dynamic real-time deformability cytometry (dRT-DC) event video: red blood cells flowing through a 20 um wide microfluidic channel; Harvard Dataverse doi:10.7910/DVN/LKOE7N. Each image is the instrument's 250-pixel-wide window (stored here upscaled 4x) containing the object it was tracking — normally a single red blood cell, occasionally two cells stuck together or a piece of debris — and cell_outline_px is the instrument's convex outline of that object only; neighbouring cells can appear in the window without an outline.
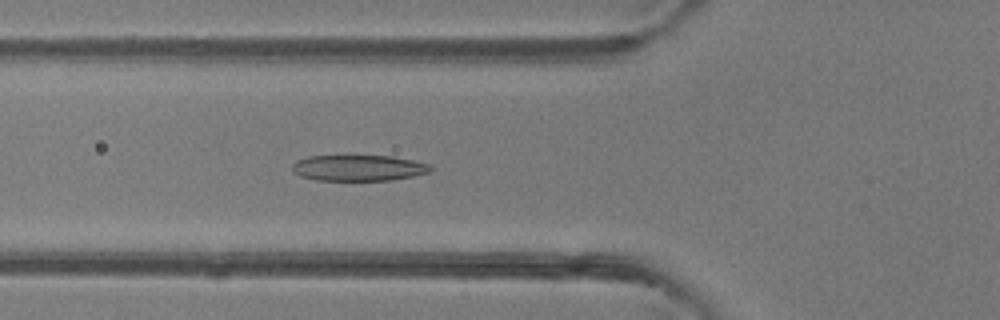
{"species": "common noctule bat (a hibernating species)", "species_latin": "Nyctalus noctula", "temperature_condition": "room temperature", "stored_images_in_passage": 46, "camera_frame_rate_fps": 3000, "um_per_image_px": 0.085, "animal": {"sex": "female"}, "frame": {"image": 1, "passage_image": 16, "time_ms": 5.0, "image_size_px": [1000, 320], "cell_outline_px": [[432, 168], [428, 172], [412, 176], [392, 180], [316, 180], [300, 176], [292, 172], [292, 164], [296, 160], [308, 156], [392, 156], [412, 160], [428, 164]], "centroid_in_image_um": [30.41, 14.27], "position_along_channel_um": 95.4, "area_um2": 20.81}}
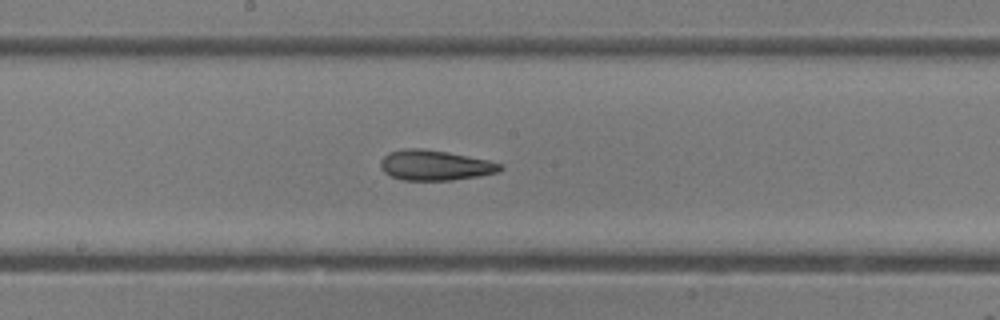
{"frame": {"image": 2, "passage_image": 24, "time_ms": 7.667, "image_size_px": [1000, 320], "cell_outline_px": [[504, 168], [496, 172], [480, 176], [452, 180], [404, 180], [392, 176], [384, 172], [380, 168], [380, 160], [388, 152], [404, 148], [424, 148], [448, 152], [488, 160], [504, 164]], "centroid_in_image_um": [36.97, 14.04], "position_along_channel_um": 211.2, "area_um2": 21.21}}
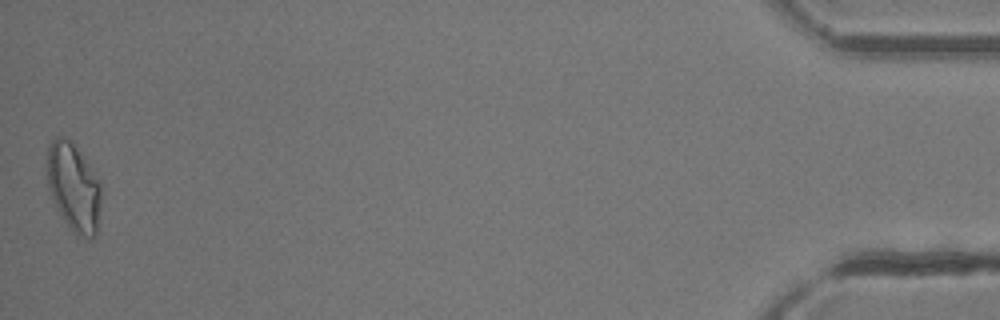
{"frame": {"image": 3, "passage_image": 46, "time_ms": 15.0, "image_size_px": [1000, 320], "cell_outline_px": [[100, 208], [96, 236], [88, 240], [72, 232], [64, 220], [48, 188], [48, 144], [52, 136], [64, 136], [72, 140], [100, 180]], "centroid_in_image_um": [6.27, 15.89], "position_along_channel_um": 428.9, "area_um2": 27.92}, "authors_computed_cell_mechanics": {"area_um2": 22.0218, "velocity_mm_per_s": 4.3141, "shape_relaxation_time_tau1_ms": 5.708, "shape_relaxation_time_tau2_ms": 2.7309, "deformation_change_tau1": 0.181, "deformation_change_tau2": 0.1032}}